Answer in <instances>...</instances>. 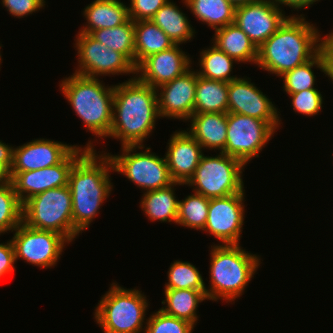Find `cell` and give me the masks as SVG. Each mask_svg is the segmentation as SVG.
Segmentation results:
<instances>
[{
	"mask_svg": "<svg viewBox=\"0 0 333 333\" xmlns=\"http://www.w3.org/2000/svg\"><path fill=\"white\" fill-rule=\"evenodd\" d=\"M158 111L157 90L136 76L114 85L112 124L108 137L123 146H143L155 128Z\"/></svg>",
	"mask_w": 333,
	"mask_h": 333,
	"instance_id": "6da1fadb",
	"label": "cell"
},
{
	"mask_svg": "<svg viewBox=\"0 0 333 333\" xmlns=\"http://www.w3.org/2000/svg\"><path fill=\"white\" fill-rule=\"evenodd\" d=\"M100 160V161H99ZM113 171L111 158L88 149L73 165L69 173L74 238L97 216L104 201L109 198L113 183L109 173Z\"/></svg>",
	"mask_w": 333,
	"mask_h": 333,
	"instance_id": "7a4b0ae2",
	"label": "cell"
},
{
	"mask_svg": "<svg viewBox=\"0 0 333 333\" xmlns=\"http://www.w3.org/2000/svg\"><path fill=\"white\" fill-rule=\"evenodd\" d=\"M303 14L290 16L259 48L256 65L280 77L312 59L317 53L320 32Z\"/></svg>",
	"mask_w": 333,
	"mask_h": 333,
	"instance_id": "3957f363",
	"label": "cell"
},
{
	"mask_svg": "<svg viewBox=\"0 0 333 333\" xmlns=\"http://www.w3.org/2000/svg\"><path fill=\"white\" fill-rule=\"evenodd\" d=\"M210 288L206 289L208 300L235 301L254 277L260 257L245 251L239 245H211Z\"/></svg>",
	"mask_w": 333,
	"mask_h": 333,
	"instance_id": "277c9868",
	"label": "cell"
},
{
	"mask_svg": "<svg viewBox=\"0 0 333 333\" xmlns=\"http://www.w3.org/2000/svg\"><path fill=\"white\" fill-rule=\"evenodd\" d=\"M61 82L62 94L88 132L100 139L108 137L112 124L114 86L108 87L99 78L75 73Z\"/></svg>",
	"mask_w": 333,
	"mask_h": 333,
	"instance_id": "5b68a950",
	"label": "cell"
},
{
	"mask_svg": "<svg viewBox=\"0 0 333 333\" xmlns=\"http://www.w3.org/2000/svg\"><path fill=\"white\" fill-rule=\"evenodd\" d=\"M141 292L111 284L94 310V319L104 333H145L149 303Z\"/></svg>",
	"mask_w": 333,
	"mask_h": 333,
	"instance_id": "8992f818",
	"label": "cell"
},
{
	"mask_svg": "<svg viewBox=\"0 0 333 333\" xmlns=\"http://www.w3.org/2000/svg\"><path fill=\"white\" fill-rule=\"evenodd\" d=\"M22 222L29 227L49 230L74 241L71 192L67 186L48 189L23 203Z\"/></svg>",
	"mask_w": 333,
	"mask_h": 333,
	"instance_id": "52a82bcc",
	"label": "cell"
},
{
	"mask_svg": "<svg viewBox=\"0 0 333 333\" xmlns=\"http://www.w3.org/2000/svg\"><path fill=\"white\" fill-rule=\"evenodd\" d=\"M245 164L235 157L220 152L219 155H203L194 175L185 184L194 192L208 199L227 197L245 192L243 169Z\"/></svg>",
	"mask_w": 333,
	"mask_h": 333,
	"instance_id": "ba28073f",
	"label": "cell"
},
{
	"mask_svg": "<svg viewBox=\"0 0 333 333\" xmlns=\"http://www.w3.org/2000/svg\"><path fill=\"white\" fill-rule=\"evenodd\" d=\"M137 148L144 150L145 146H123L120 155L106 153L111 158L113 171L125 175L146 192L171 185L174 181L170 177L166 157L157 156L150 147L144 152H138Z\"/></svg>",
	"mask_w": 333,
	"mask_h": 333,
	"instance_id": "9c48e42d",
	"label": "cell"
},
{
	"mask_svg": "<svg viewBox=\"0 0 333 333\" xmlns=\"http://www.w3.org/2000/svg\"><path fill=\"white\" fill-rule=\"evenodd\" d=\"M275 131L267 121L228 112L227 140L222 153L235 157L246 165L254 157H259L260 151L274 136Z\"/></svg>",
	"mask_w": 333,
	"mask_h": 333,
	"instance_id": "30bf717a",
	"label": "cell"
},
{
	"mask_svg": "<svg viewBox=\"0 0 333 333\" xmlns=\"http://www.w3.org/2000/svg\"><path fill=\"white\" fill-rule=\"evenodd\" d=\"M14 231L11 240L15 250V260L22 259L40 268L55 266L65 244H69V241L57 232L35 229L23 222Z\"/></svg>",
	"mask_w": 333,
	"mask_h": 333,
	"instance_id": "8fae6325",
	"label": "cell"
},
{
	"mask_svg": "<svg viewBox=\"0 0 333 333\" xmlns=\"http://www.w3.org/2000/svg\"><path fill=\"white\" fill-rule=\"evenodd\" d=\"M76 36L78 67L75 74L92 78L136 74V67L120 52L106 47L89 34L79 32Z\"/></svg>",
	"mask_w": 333,
	"mask_h": 333,
	"instance_id": "7c38bea8",
	"label": "cell"
},
{
	"mask_svg": "<svg viewBox=\"0 0 333 333\" xmlns=\"http://www.w3.org/2000/svg\"><path fill=\"white\" fill-rule=\"evenodd\" d=\"M89 141L85 148L77 146L61 163L38 170L16 173L11 182L14 191L23 204L31 197L48 189L68 185L69 173L74 163L88 150L95 149Z\"/></svg>",
	"mask_w": 333,
	"mask_h": 333,
	"instance_id": "4fadbf2b",
	"label": "cell"
},
{
	"mask_svg": "<svg viewBox=\"0 0 333 333\" xmlns=\"http://www.w3.org/2000/svg\"><path fill=\"white\" fill-rule=\"evenodd\" d=\"M245 192L209 199L203 231L220 240V245H239L244 222Z\"/></svg>",
	"mask_w": 333,
	"mask_h": 333,
	"instance_id": "5bb4252c",
	"label": "cell"
},
{
	"mask_svg": "<svg viewBox=\"0 0 333 333\" xmlns=\"http://www.w3.org/2000/svg\"><path fill=\"white\" fill-rule=\"evenodd\" d=\"M272 0H259L235 8L234 23L259 48L284 21L285 16Z\"/></svg>",
	"mask_w": 333,
	"mask_h": 333,
	"instance_id": "9a60e30c",
	"label": "cell"
},
{
	"mask_svg": "<svg viewBox=\"0 0 333 333\" xmlns=\"http://www.w3.org/2000/svg\"><path fill=\"white\" fill-rule=\"evenodd\" d=\"M248 79L239 77L229 82L228 112L267 121L276 130L279 129L281 118L278 116V108Z\"/></svg>",
	"mask_w": 333,
	"mask_h": 333,
	"instance_id": "2e32d148",
	"label": "cell"
},
{
	"mask_svg": "<svg viewBox=\"0 0 333 333\" xmlns=\"http://www.w3.org/2000/svg\"><path fill=\"white\" fill-rule=\"evenodd\" d=\"M197 78V71L190 68L183 75L156 88L160 117L188 121L194 114Z\"/></svg>",
	"mask_w": 333,
	"mask_h": 333,
	"instance_id": "e0dca14e",
	"label": "cell"
},
{
	"mask_svg": "<svg viewBox=\"0 0 333 333\" xmlns=\"http://www.w3.org/2000/svg\"><path fill=\"white\" fill-rule=\"evenodd\" d=\"M192 59L180 49L173 47L149 55L136 67V77L153 88L168 83L192 68Z\"/></svg>",
	"mask_w": 333,
	"mask_h": 333,
	"instance_id": "ac0fdd59",
	"label": "cell"
},
{
	"mask_svg": "<svg viewBox=\"0 0 333 333\" xmlns=\"http://www.w3.org/2000/svg\"><path fill=\"white\" fill-rule=\"evenodd\" d=\"M77 145L64 144L49 139H34L13 148L11 178L18 172L32 171L61 163Z\"/></svg>",
	"mask_w": 333,
	"mask_h": 333,
	"instance_id": "d6986e66",
	"label": "cell"
},
{
	"mask_svg": "<svg viewBox=\"0 0 333 333\" xmlns=\"http://www.w3.org/2000/svg\"><path fill=\"white\" fill-rule=\"evenodd\" d=\"M165 157L171 179L186 184L202 158L203 147L186 130L175 131L168 141Z\"/></svg>",
	"mask_w": 333,
	"mask_h": 333,
	"instance_id": "ffe728a7",
	"label": "cell"
},
{
	"mask_svg": "<svg viewBox=\"0 0 333 333\" xmlns=\"http://www.w3.org/2000/svg\"><path fill=\"white\" fill-rule=\"evenodd\" d=\"M187 132L203 149L225 150L227 140V113H194L189 119ZM190 129V130H189Z\"/></svg>",
	"mask_w": 333,
	"mask_h": 333,
	"instance_id": "44dd1931",
	"label": "cell"
},
{
	"mask_svg": "<svg viewBox=\"0 0 333 333\" xmlns=\"http://www.w3.org/2000/svg\"><path fill=\"white\" fill-rule=\"evenodd\" d=\"M83 14L87 24L79 32L86 34L122 25L130 19L128 7L121 0H94Z\"/></svg>",
	"mask_w": 333,
	"mask_h": 333,
	"instance_id": "7402d4cb",
	"label": "cell"
},
{
	"mask_svg": "<svg viewBox=\"0 0 333 333\" xmlns=\"http://www.w3.org/2000/svg\"><path fill=\"white\" fill-rule=\"evenodd\" d=\"M212 40L215 46L237 62L256 64L258 48L235 23L215 30Z\"/></svg>",
	"mask_w": 333,
	"mask_h": 333,
	"instance_id": "603a6c76",
	"label": "cell"
},
{
	"mask_svg": "<svg viewBox=\"0 0 333 333\" xmlns=\"http://www.w3.org/2000/svg\"><path fill=\"white\" fill-rule=\"evenodd\" d=\"M185 185L173 182L171 185L143 193L140 207L148 220L162 222H177L178 201L175 195V186Z\"/></svg>",
	"mask_w": 333,
	"mask_h": 333,
	"instance_id": "cb8c5ba5",
	"label": "cell"
},
{
	"mask_svg": "<svg viewBox=\"0 0 333 333\" xmlns=\"http://www.w3.org/2000/svg\"><path fill=\"white\" fill-rule=\"evenodd\" d=\"M135 67L149 55L167 50L175 44L152 20L134 22Z\"/></svg>",
	"mask_w": 333,
	"mask_h": 333,
	"instance_id": "d4e9b609",
	"label": "cell"
},
{
	"mask_svg": "<svg viewBox=\"0 0 333 333\" xmlns=\"http://www.w3.org/2000/svg\"><path fill=\"white\" fill-rule=\"evenodd\" d=\"M165 299L162 301L166 305L160 310L165 314L184 319L196 325L198 316L197 308L199 303L208 300L206 291L192 289H164Z\"/></svg>",
	"mask_w": 333,
	"mask_h": 333,
	"instance_id": "484cf974",
	"label": "cell"
},
{
	"mask_svg": "<svg viewBox=\"0 0 333 333\" xmlns=\"http://www.w3.org/2000/svg\"><path fill=\"white\" fill-rule=\"evenodd\" d=\"M176 3L169 0L163 5L151 19L174 44L186 43L195 37V29L187 19Z\"/></svg>",
	"mask_w": 333,
	"mask_h": 333,
	"instance_id": "4316f807",
	"label": "cell"
},
{
	"mask_svg": "<svg viewBox=\"0 0 333 333\" xmlns=\"http://www.w3.org/2000/svg\"><path fill=\"white\" fill-rule=\"evenodd\" d=\"M228 82L210 80L198 75L194 113H228Z\"/></svg>",
	"mask_w": 333,
	"mask_h": 333,
	"instance_id": "83f0119b",
	"label": "cell"
},
{
	"mask_svg": "<svg viewBox=\"0 0 333 333\" xmlns=\"http://www.w3.org/2000/svg\"><path fill=\"white\" fill-rule=\"evenodd\" d=\"M199 21L214 30L234 23L235 6L228 0H183Z\"/></svg>",
	"mask_w": 333,
	"mask_h": 333,
	"instance_id": "f1b7e54d",
	"label": "cell"
},
{
	"mask_svg": "<svg viewBox=\"0 0 333 333\" xmlns=\"http://www.w3.org/2000/svg\"><path fill=\"white\" fill-rule=\"evenodd\" d=\"M89 35L106 47L123 54L135 66V36L132 19L116 27L97 29Z\"/></svg>",
	"mask_w": 333,
	"mask_h": 333,
	"instance_id": "f546056e",
	"label": "cell"
},
{
	"mask_svg": "<svg viewBox=\"0 0 333 333\" xmlns=\"http://www.w3.org/2000/svg\"><path fill=\"white\" fill-rule=\"evenodd\" d=\"M200 53L199 65L201 68L199 69L202 70H196L199 76L210 80H218L228 83L239 78L234 75L231 76L234 67L233 64L234 62L237 63V61L228 56L214 44L205 50L203 49Z\"/></svg>",
	"mask_w": 333,
	"mask_h": 333,
	"instance_id": "4dcf8cb0",
	"label": "cell"
},
{
	"mask_svg": "<svg viewBox=\"0 0 333 333\" xmlns=\"http://www.w3.org/2000/svg\"><path fill=\"white\" fill-rule=\"evenodd\" d=\"M209 199L194 192L178 201L176 224L195 230H203L207 221Z\"/></svg>",
	"mask_w": 333,
	"mask_h": 333,
	"instance_id": "1f68e13d",
	"label": "cell"
},
{
	"mask_svg": "<svg viewBox=\"0 0 333 333\" xmlns=\"http://www.w3.org/2000/svg\"><path fill=\"white\" fill-rule=\"evenodd\" d=\"M313 67L323 72V62L319 53L304 64L280 76L284 81L283 90L286 93H297L304 90L316 89L314 87L316 75H314V71L312 70Z\"/></svg>",
	"mask_w": 333,
	"mask_h": 333,
	"instance_id": "d6a6232c",
	"label": "cell"
},
{
	"mask_svg": "<svg viewBox=\"0 0 333 333\" xmlns=\"http://www.w3.org/2000/svg\"><path fill=\"white\" fill-rule=\"evenodd\" d=\"M23 204L14 191L12 182L0 184V235L13 232L22 223Z\"/></svg>",
	"mask_w": 333,
	"mask_h": 333,
	"instance_id": "836d02e7",
	"label": "cell"
},
{
	"mask_svg": "<svg viewBox=\"0 0 333 333\" xmlns=\"http://www.w3.org/2000/svg\"><path fill=\"white\" fill-rule=\"evenodd\" d=\"M165 289H192L206 291L205 282L195 265L190 262L174 261L168 270Z\"/></svg>",
	"mask_w": 333,
	"mask_h": 333,
	"instance_id": "e575fe53",
	"label": "cell"
},
{
	"mask_svg": "<svg viewBox=\"0 0 333 333\" xmlns=\"http://www.w3.org/2000/svg\"><path fill=\"white\" fill-rule=\"evenodd\" d=\"M147 319L145 333H192L194 330L190 322L167 315L160 309Z\"/></svg>",
	"mask_w": 333,
	"mask_h": 333,
	"instance_id": "d590c367",
	"label": "cell"
},
{
	"mask_svg": "<svg viewBox=\"0 0 333 333\" xmlns=\"http://www.w3.org/2000/svg\"><path fill=\"white\" fill-rule=\"evenodd\" d=\"M291 96V104L296 113L305 116H315L322 110L323 97L318 89H309L297 93H287Z\"/></svg>",
	"mask_w": 333,
	"mask_h": 333,
	"instance_id": "8d00e7d4",
	"label": "cell"
},
{
	"mask_svg": "<svg viewBox=\"0 0 333 333\" xmlns=\"http://www.w3.org/2000/svg\"><path fill=\"white\" fill-rule=\"evenodd\" d=\"M169 0H130L129 17L134 22L151 20L155 13Z\"/></svg>",
	"mask_w": 333,
	"mask_h": 333,
	"instance_id": "74e56055",
	"label": "cell"
},
{
	"mask_svg": "<svg viewBox=\"0 0 333 333\" xmlns=\"http://www.w3.org/2000/svg\"><path fill=\"white\" fill-rule=\"evenodd\" d=\"M9 14L22 18L37 12L45 6V0H2Z\"/></svg>",
	"mask_w": 333,
	"mask_h": 333,
	"instance_id": "f35d334b",
	"label": "cell"
},
{
	"mask_svg": "<svg viewBox=\"0 0 333 333\" xmlns=\"http://www.w3.org/2000/svg\"><path fill=\"white\" fill-rule=\"evenodd\" d=\"M322 39V40H321ZM318 53L323 62V72L333 81V31L325 37L320 36ZM333 83V82H332Z\"/></svg>",
	"mask_w": 333,
	"mask_h": 333,
	"instance_id": "ab89813d",
	"label": "cell"
},
{
	"mask_svg": "<svg viewBox=\"0 0 333 333\" xmlns=\"http://www.w3.org/2000/svg\"><path fill=\"white\" fill-rule=\"evenodd\" d=\"M13 147L0 140V184L11 182Z\"/></svg>",
	"mask_w": 333,
	"mask_h": 333,
	"instance_id": "60d3db41",
	"label": "cell"
},
{
	"mask_svg": "<svg viewBox=\"0 0 333 333\" xmlns=\"http://www.w3.org/2000/svg\"><path fill=\"white\" fill-rule=\"evenodd\" d=\"M15 250L12 240L0 243V278L6 274H11L15 270Z\"/></svg>",
	"mask_w": 333,
	"mask_h": 333,
	"instance_id": "b9f144b4",
	"label": "cell"
},
{
	"mask_svg": "<svg viewBox=\"0 0 333 333\" xmlns=\"http://www.w3.org/2000/svg\"><path fill=\"white\" fill-rule=\"evenodd\" d=\"M278 7L280 5H286L292 8L293 10L304 9L306 7H311V5L320 0H272ZM280 4V5H279Z\"/></svg>",
	"mask_w": 333,
	"mask_h": 333,
	"instance_id": "7bdbcfd3",
	"label": "cell"
},
{
	"mask_svg": "<svg viewBox=\"0 0 333 333\" xmlns=\"http://www.w3.org/2000/svg\"><path fill=\"white\" fill-rule=\"evenodd\" d=\"M228 1L231 2L236 7V6H240L243 4H247V3L255 2V1H259V0H228Z\"/></svg>",
	"mask_w": 333,
	"mask_h": 333,
	"instance_id": "ee69618b",
	"label": "cell"
},
{
	"mask_svg": "<svg viewBox=\"0 0 333 333\" xmlns=\"http://www.w3.org/2000/svg\"><path fill=\"white\" fill-rule=\"evenodd\" d=\"M0 47H1V45H0ZM1 49V48H0ZM1 61H2V58H1V54H0V64H1Z\"/></svg>",
	"mask_w": 333,
	"mask_h": 333,
	"instance_id": "f6af8a7d",
	"label": "cell"
}]
</instances>
